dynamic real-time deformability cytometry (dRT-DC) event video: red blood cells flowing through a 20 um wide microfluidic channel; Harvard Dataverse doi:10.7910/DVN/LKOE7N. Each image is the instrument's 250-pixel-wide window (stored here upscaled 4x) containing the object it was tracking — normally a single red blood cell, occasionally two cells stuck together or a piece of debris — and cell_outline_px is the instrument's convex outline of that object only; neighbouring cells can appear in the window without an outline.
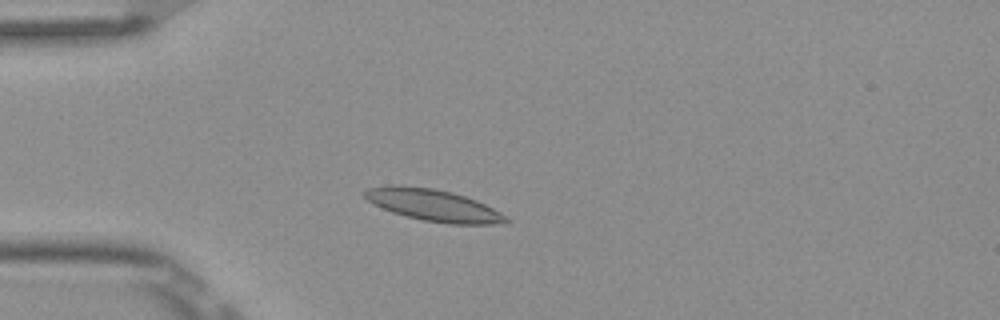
{"species": "Egyptian fruit bat (a non-hibernating species)", "species_latin": "Rousettus aegyptiacus", "temperature_condition": "room temperature", "stored_images_in_passage": 4, "camera_frame_rate_fps": 3000, "um_per_image_px": 0.085, "frame": {"image": 1, "passage_image": 3, "time_ms": 0.667, "image_size_px": [1000, 320], "cell_outline_px": [[512, 220], [508, 224], [448, 224], [424, 220], [392, 212], [368, 200], [364, 196], [364, 192], [368, 188], [396, 184], [400, 184], [432, 188], [452, 192], [476, 200], [508, 216]], "centroid_in_image_um": [36.91, 17.44], "position_along_channel_um": 48.1, "area_um2": 26.13}}